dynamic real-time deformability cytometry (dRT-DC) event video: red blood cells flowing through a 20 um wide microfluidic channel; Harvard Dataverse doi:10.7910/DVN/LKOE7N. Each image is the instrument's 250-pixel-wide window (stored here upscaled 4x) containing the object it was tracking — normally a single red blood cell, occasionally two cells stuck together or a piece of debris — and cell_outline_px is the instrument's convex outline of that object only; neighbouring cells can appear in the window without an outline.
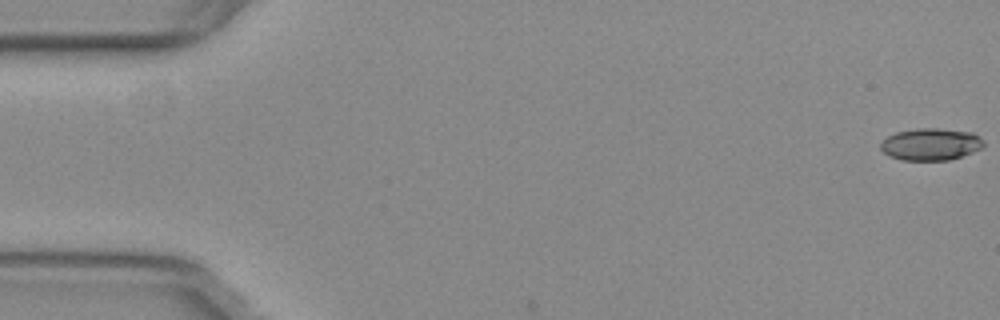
{"species": "common noctule bat (a hibernating species)", "species_latin": "Nyctalus noctula", "temperature_condition": "warm", "stored_images_in_passage": 17, "camera_frame_rate_fps": 3000, "um_per_image_px": 0.085, "animal": {"sex": "female", "body_mass_g": 29.2, "forearm_length_mm": 56.3}, "frame": {"image": 1, "passage_image": 1, "time_ms": 0.0, "image_size_px": [1000, 320], "cell_outline_px": [[984, 144], [980, 148], [972, 152], [948, 160], [900, 160], [888, 156], [880, 148], [880, 144], [888, 136], [896, 132], [916, 128], [936, 128], [972, 132], [980, 136], [984, 140]], "centroid_in_image_um": [79.1, 12.26], "position_along_channel_um": 5.9, "area_um2": 19.25}}
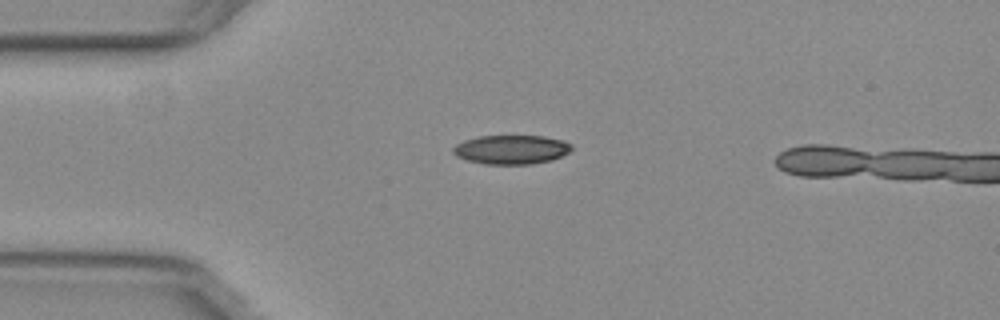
{"frame": {"image": 2, "passage_image": 14, "time_ms": 4.333, "image_size_px": [1000, 320], "cell_outline_px": [[572, 148], [568, 152], [552, 160], [532, 164], [484, 164], [468, 160], [456, 156], [452, 152], [452, 148], [456, 144], [464, 140], [480, 136], [544, 136], [564, 140], [572, 144]], "centroid_in_image_um": [43.46, 12.71], "position_along_channel_um": 41.5, "area_um2": 20.11}}